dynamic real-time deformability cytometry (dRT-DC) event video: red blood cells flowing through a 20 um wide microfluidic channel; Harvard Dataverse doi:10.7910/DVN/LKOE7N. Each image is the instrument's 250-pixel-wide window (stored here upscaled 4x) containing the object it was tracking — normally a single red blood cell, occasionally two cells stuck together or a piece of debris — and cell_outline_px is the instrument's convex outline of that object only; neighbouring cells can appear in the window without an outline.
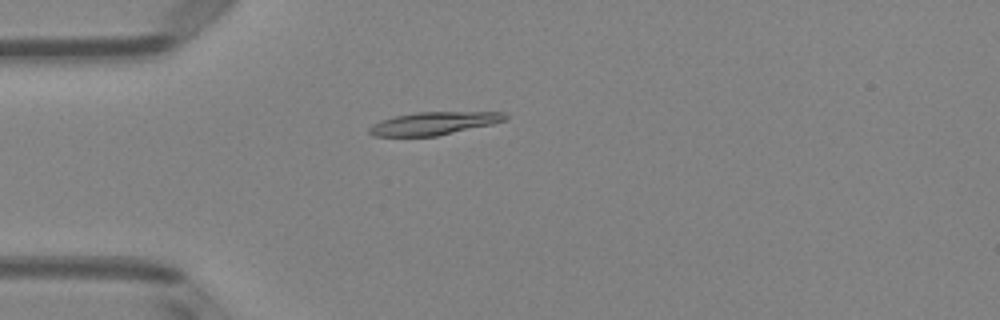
{"species": "Egyptian fruit bat (a non-hibernating species)", "species_latin": "Rousettus aegyptiacus", "temperature_condition": "room temperature", "stored_images_in_passage": 51, "camera_frame_rate_fps": 3000, "um_per_image_px": 0.085, "animal": {"sex": "female"}, "frame": {"image": 1, "passage_image": 14, "time_ms": 4.333, "image_size_px": [1000, 320], "cell_outline_px": [[508, 120], [492, 124], [436, 136], [372, 136], [368, 132], [368, 128], [372, 124], [380, 120], [396, 116], [416, 112], [504, 112], [508, 116]], "centroid_in_image_um": [36.87, 10.48], "position_along_channel_um": 48.1, "area_um2": 18.15}}
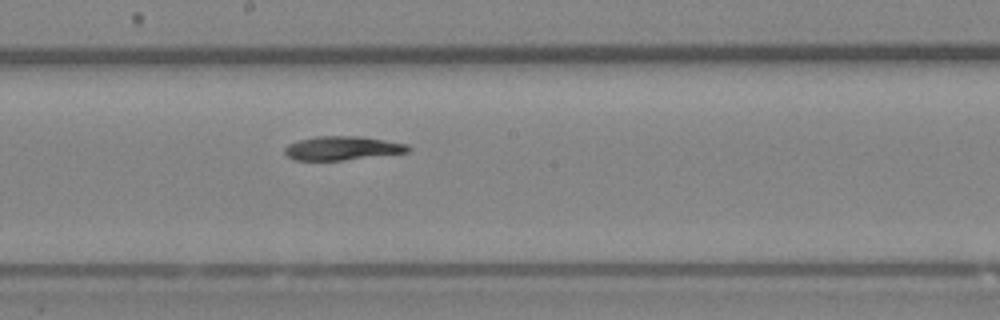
{"frame": {"image": 2, "passage_image": 28, "time_ms": 9.0, "image_size_px": [1000, 320], "cell_outline_px": [[412, 148], [408, 152], [344, 160], [296, 160], [288, 156], [284, 152], [284, 148], [288, 144], [300, 140], [316, 136], [360, 136], [408, 144]], "centroid_in_image_um": [29.11, 12.59], "position_along_channel_um": 219.1, "area_um2": 17.05}}
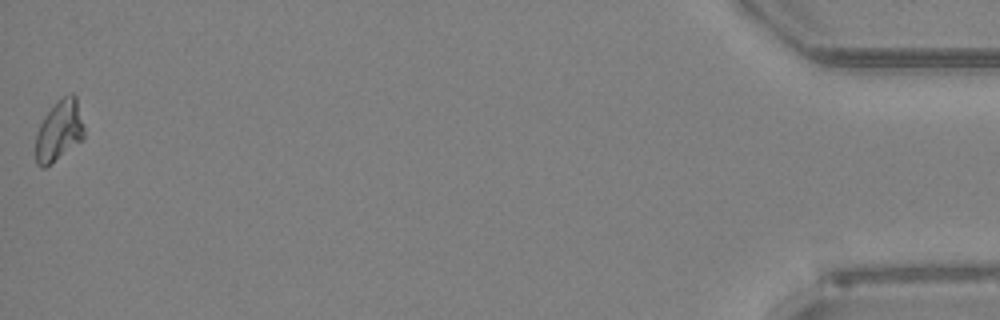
{"frame": {"image": 3, "passage_image": 51, "time_ms": 16.667, "image_size_px": [1000, 320], "cell_outline_px": [[84, 136], [80, 140], [44, 168], [40, 168], [36, 164], [36, 132], [44, 116], [56, 100], [72, 92], [76, 96], [84, 124]], "centroid_in_image_um": [5.01, 11.06], "position_along_channel_um": 430.2, "area_um2": 16.99}, "authors_computed_cell_mechanics": {"area_um2": 17.8024, "velocity_mm_per_s": 3.9917, "shape_relaxation_time_tau1_ms": null, "shape_relaxation_time_tau2_ms": 10.9012, "deformation_change_tau1": null, "deformation_change_tau2": 0.1346}}